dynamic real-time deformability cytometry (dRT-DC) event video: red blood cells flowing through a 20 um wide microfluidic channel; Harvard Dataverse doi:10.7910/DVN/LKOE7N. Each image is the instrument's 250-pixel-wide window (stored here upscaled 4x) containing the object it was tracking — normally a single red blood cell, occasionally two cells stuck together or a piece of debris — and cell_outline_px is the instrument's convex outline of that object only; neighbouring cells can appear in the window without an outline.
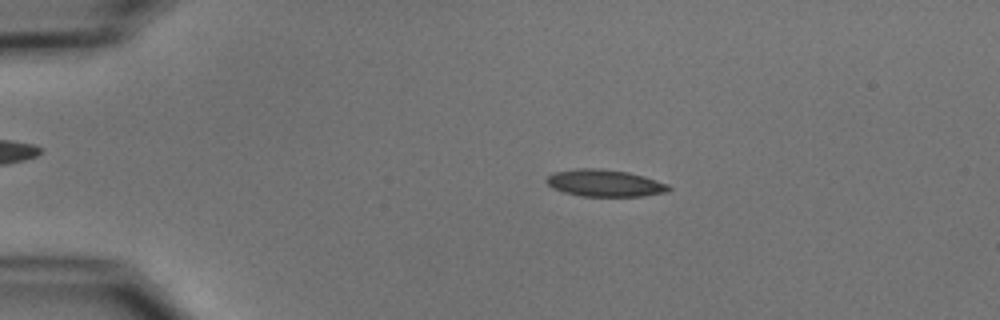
{"species": "common noctule bat (a hibernating species)", "species_latin": "Nyctalus noctula", "temperature_condition": "cold", "stored_images_in_passage": 7, "camera_frame_rate_fps": 3000, "um_per_image_px": 0.085, "animal": {"sex": "male", "body_mass_g": 15.6}, "frame": {"image": 1, "passage_image": 2, "time_ms": 1.333, "image_size_px": [1000, 320], "cell_outline_px": [[672, 188], [668, 192], [644, 196], [580, 196], [564, 192], [552, 188], [544, 180], [552, 172], [580, 168], [600, 168], [628, 172], [644, 176], [668, 184]], "centroid_in_image_um": [51.4, 15.56], "position_along_channel_um": 33.6, "area_um2": 19.36}}
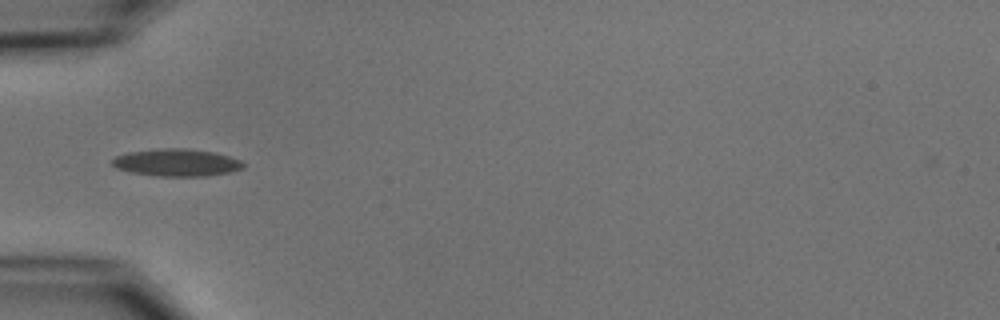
{"frame": {"image": 2, "passage_image": 4, "time_ms": 3.667, "image_size_px": [1000, 320], "cell_outline_px": [[244, 168], [232, 172], [208, 176], [160, 176], [132, 172], [116, 168], [112, 164], [112, 160], [116, 156], [128, 152], [160, 148], [188, 148], [212, 152], [228, 156], [240, 160], [244, 164]], "centroid_in_image_um": [15.03, 13.82], "position_along_channel_um": 70.0, "area_um2": 20.87}}